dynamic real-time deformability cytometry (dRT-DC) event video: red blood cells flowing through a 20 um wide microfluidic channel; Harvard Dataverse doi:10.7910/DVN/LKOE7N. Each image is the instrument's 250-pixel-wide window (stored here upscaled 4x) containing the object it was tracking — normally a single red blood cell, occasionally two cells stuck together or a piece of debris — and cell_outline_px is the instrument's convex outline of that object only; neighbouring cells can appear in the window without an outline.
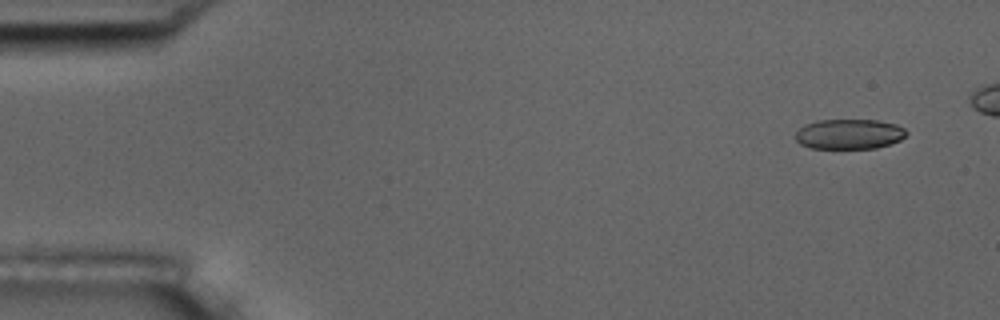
{"species": "common noctule bat (a hibernating species)", "species_latin": "Nyctalus noctula", "temperature_condition": "room temperature", "stored_images_in_passage": 6, "camera_frame_rate_fps": 3000, "um_per_image_px": 0.085, "animal": {"sex": "male", "body_mass_g": 17.5, "forearm_length_mm": 52.3}, "frame": {"image": 1, "passage_image": 2, "time_ms": 1.0, "image_size_px": [1000, 320], "cell_outline_px": [[908, 132], [900, 140], [892, 144], [876, 148], [812, 148], [800, 144], [796, 140], [796, 132], [804, 124], [816, 120], [880, 120], [896, 124], [904, 128]], "centroid_in_image_um": [72.2, 11.39], "position_along_channel_um": 12.8, "area_um2": 19.54}}